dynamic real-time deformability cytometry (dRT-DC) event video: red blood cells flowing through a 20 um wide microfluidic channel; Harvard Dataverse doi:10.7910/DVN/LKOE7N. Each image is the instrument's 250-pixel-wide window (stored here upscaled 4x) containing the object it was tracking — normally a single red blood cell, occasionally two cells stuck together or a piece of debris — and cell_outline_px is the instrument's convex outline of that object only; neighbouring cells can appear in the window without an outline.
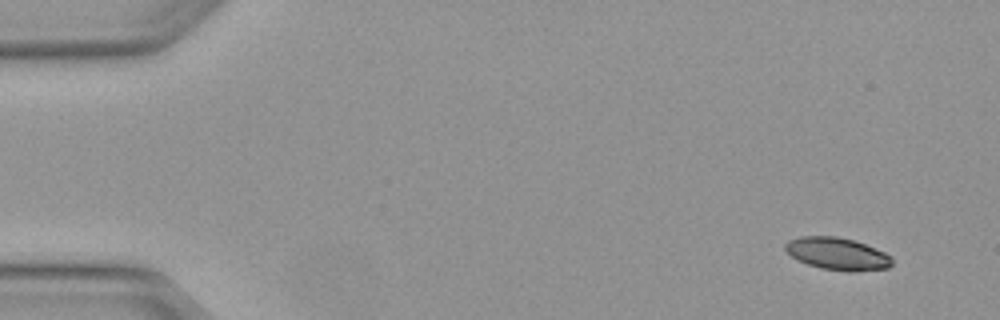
{"species": "Egyptian fruit bat (a non-hibernating species)", "species_latin": "Rousettus aegyptiacus", "temperature_condition": "warm", "stored_images_in_passage": 3, "camera_frame_rate_fps": 3000, "um_per_image_px": 0.085, "animal": {"sex": "female"}, "frame": {"image": 1, "passage_image": 1, "time_ms": 0.0, "image_size_px": [1000, 320], "cell_outline_px": [[892, 264], [888, 268], [856, 272], [848, 272], [820, 268], [808, 264], [792, 256], [784, 248], [784, 244], [788, 240], [800, 236], [836, 236], [852, 240], [864, 244], [884, 252], [892, 256]], "centroid_in_image_um": [71.18, 21.58], "position_along_channel_um": 13.8, "area_um2": 20.11}}